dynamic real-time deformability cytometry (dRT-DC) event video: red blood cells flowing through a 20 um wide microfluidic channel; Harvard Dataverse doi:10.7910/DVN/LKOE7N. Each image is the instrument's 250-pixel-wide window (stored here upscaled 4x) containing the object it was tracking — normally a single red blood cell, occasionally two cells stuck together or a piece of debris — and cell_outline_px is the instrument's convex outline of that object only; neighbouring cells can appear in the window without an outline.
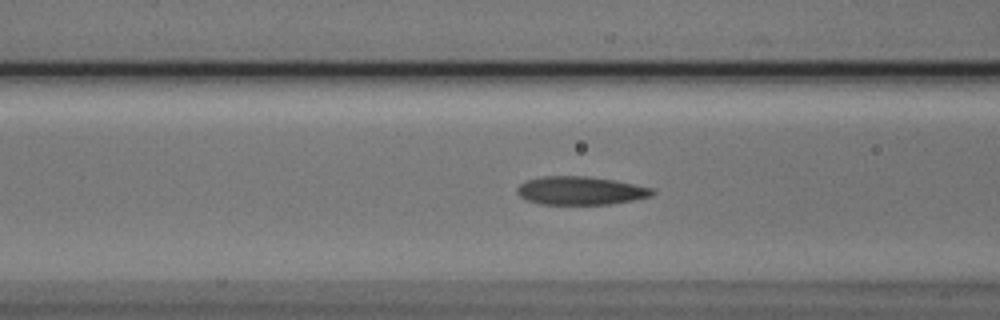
{"species": "Egyptian fruit bat (a non-hibernating species)", "species_latin": "Rousettus aegyptiacus", "temperature_condition": "cold", "stored_images_in_passage": 27, "camera_frame_rate_fps": 3000, "um_per_image_px": 0.085, "animal": {"sex": "male"}, "frame": {"image": 1, "passage_image": 6, "time_ms": 1.667, "image_size_px": [1000, 320], "cell_outline_px": [[656, 192], [652, 196], [612, 204], [540, 204], [524, 200], [516, 192], [516, 188], [520, 184], [528, 180], [544, 176], [588, 176], [612, 180], [652, 188]], "centroid_in_image_um": [49.31, 16.21], "position_along_channel_um": 117.3, "area_um2": 22.25}}
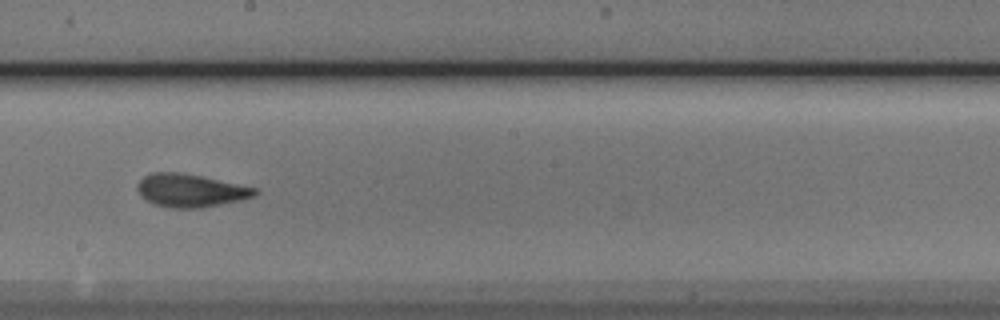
{"frame": {"image": 2, "passage_image": 15, "time_ms": 4.667, "image_size_px": [1000, 320], "cell_outline_px": [[260, 192], [256, 196], [240, 200], [200, 208], [168, 208], [144, 200], [136, 188], [136, 184], [144, 176], [152, 172], [176, 172], [200, 176], [260, 188]], "centroid_in_image_um": [16.21, 16.19], "position_along_channel_um": 232.0, "area_um2": 22.77}}
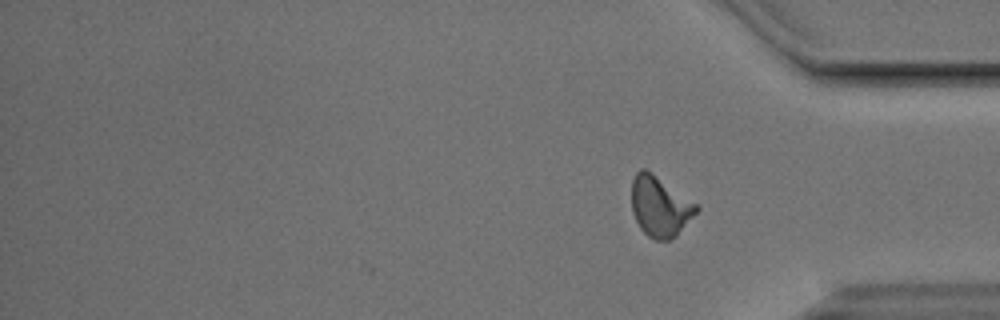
{"frame": {"image": 3, "passage_image": 27, "time_ms": 8.667, "image_size_px": [1000, 320], "cell_outline_px": [[700, 208], [676, 236], [668, 240], [656, 240], [648, 236], [640, 228], [632, 212], [632, 176], [640, 168], [644, 168], [652, 172], [696, 204]], "centroid_in_image_um": [56.06, 17.53], "position_along_channel_um": 379.1, "area_um2": 22.6}, "authors_computed_cell_mechanics": {"area_um2": 22.253, "velocity_mm_per_s": 3.8233, "shape_relaxation_time_tau1_ms": 4.3014, "shape_relaxation_time_tau2_ms": 2.3285, "deformation_change_tau1": 0.158, "deformation_change_tau2": 0.0912}}